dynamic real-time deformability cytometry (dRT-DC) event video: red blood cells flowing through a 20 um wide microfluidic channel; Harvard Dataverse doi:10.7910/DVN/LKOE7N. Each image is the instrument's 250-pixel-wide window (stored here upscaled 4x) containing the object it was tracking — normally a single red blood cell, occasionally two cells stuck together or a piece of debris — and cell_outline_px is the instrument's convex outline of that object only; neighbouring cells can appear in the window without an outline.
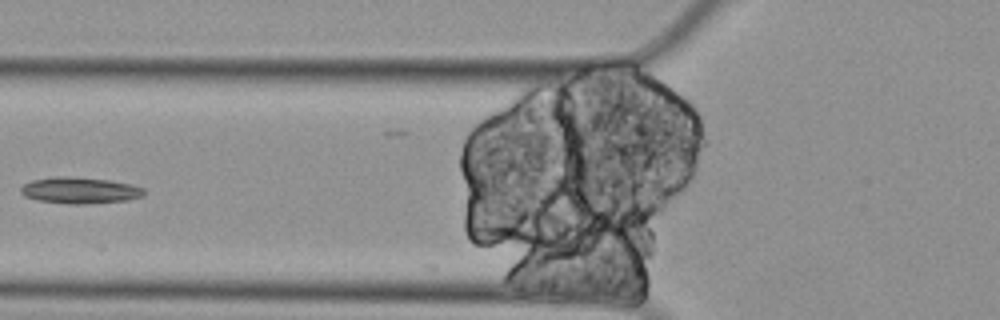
{"species": "Egyptian fruit bat (a non-hibernating species)", "species_latin": "Rousettus aegyptiacus", "temperature_condition": "cold", "stored_images_in_passage": 5, "camera_frame_rate_fps": 3000, "um_per_image_px": 0.085, "animal": {"sex": "female"}, "frame": {"image": 1, "passage_image": 5, "time_ms": 1.333, "image_size_px": [1000, 320], "cell_outline_px": [[144, 196], [128, 200], [88, 204], [68, 204], [36, 200], [24, 196], [20, 192], [20, 188], [24, 184], [32, 180], [52, 176], [72, 176], [112, 180], [132, 184], [144, 188]], "centroid_in_image_um": [6.79, 16.17], "position_along_channel_um": 119.0, "area_um2": 19.31}}